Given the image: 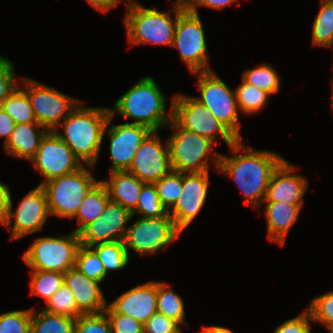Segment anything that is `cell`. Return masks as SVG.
Wrapping results in <instances>:
<instances>
[{
    "label": "cell",
    "mask_w": 333,
    "mask_h": 333,
    "mask_svg": "<svg viewBox=\"0 0 333 333\" xmlns=\"http://www.w3.org/2000/svg\"><path fill=\"white\" fill-rule=\"evenodd\" d=\"M311 322V315L306 309L304 313L283 322L273 333H312Z\"/></svg>",
    "instance_id": "44"
},
{
    "label": "cell",
    "mask_w": 333,
    "mask_h": 333,
    "mask_svg": "<svg viewBox=\"0 0 333 333\" xmlns=\"http://www.w3.org/2000/svg\"><path fill=\"white\" fill-rule=\"evenodd\" d=\"M181 328L175 320L156 312L144 324V333H183Z\"/></svg>",
    "instance_id": "43"
},
{
    "label": "cell",
    "mask_w": 333,
    "mask_h": 333,
    "mask_svg": "<svg viewBox=\"0 0 333 333\" xmlns=\"http://www.w3.org/2000/svg\"><path fill=\"white\" fill-rule=\"evenodd\" d=\"M47 132L48 130L38 123L15 124L7 143L3 146L4 151L17 159L30 161Z\"/></svg>",
    "instance_id": "23"
},
{
    "label": "cell",
    "mask_w": 333,
    "mask_h": 333,
    "mask_svg": "<svg viewBox=\"0 0 333 333\" xmlns=\"http://www.w3.org/2000/svg\"><path fill=\"white\" fill-rule=\"evenodd\" d=\"M80 101L54 132L72 150L83 165L97 164L110 108L86 107ZM65 134V135H64Z\"/></svg>",
    "instance_id": "2"
},
{
    "label": "cell",
    "mask_w": 333,
    "mask_h": 333,
    "mask_svg": "<svg viewBox=\"0 0 333 333\" xmlns=\"http://www.w3.org/2000/svg\"><path fill=\"white\" fill-rule=\"evenodd\" d=\"M75 333H112L105 312L82 314L75 319Z\"/></svg>",
    "instance_id": "40"
},
{
    "label": "cell",
    "mask_w": 333,
    "mask_h": 333,
    "mask_svg": "<svg viewBox=\"0 0 333 333\" xmlns=\"http://www.w3.org/2000/svg\"><path fill=\"white\" fill-rule=\"evenodd\" d=\"M31 244L22 257L30 270L66 273L75 267L76 253L80 246L76 232L59 237H38Z\"/></svg>",
    "instance_id": "7"
},
{
    "label": "cell",
    "mask_w": 333,
    "mask_h": 333,
    "mask_svg": "<svg viewBox=\"0 0 333 333\" xmlns=\"http://www.w3.org/2000/svg\"><path fill=\"white\" fill-rule=\"evenodd\" d=\"M30 162L34 170L44 177L39 186L50 179L73 173L83 166L54 131H48L45 134Z\"/></svg>",
    "instance_id": "14"
},
{
    "label": "cell",
    "mask_w": 333,
    "mask_h": 333,
    "mask_svg": "<svg viewBox=\"0 0 333 333\" xmlns=\"http://www.w3.org/2000/svg\"><path fill=\"white\" fill-rule=\"evenodd\" d=\"M109 202L108 192L101 181H99L83 198L74 216V218H77L78 225L74 232L78 234L87 224L98 219Z\"/></svg>",
    "instance_id": "25"
},
{
    "label": "cell",
    "mask_w": 333,
    "mask_h": 333,
    "mask_svg": "<svg viewBox=\"0 0 333 333\" xmlns=\"http://www.w3.org/2000/svg\"><path fill=\"white\" fill-rule=\"evenodd\" d=\"M14 127L13 118L0 107V138H5L4 145L7 143Z\"/></svg>",
    "instance_id": "47"
},
{
    "label": "cell",
    "mask_w": 333,
    "mask_h": 333,
    "mask_svg": "<svg viewBox=\"0 0 333 333\" xmlns=\"http://www.w3.org/2000/svg\"><path fill=\"white\" fill-rule=\"evenodd\" d=\"M122 2H123V0H121ZM137 2V0H128V2H126V4L125 5H129V4H132V3H136Z\"/></svg>",
    "instance_id": "50"
},
{
    "label": "cell",
    "mask_w": 333,
    "mask_h": 333,
    "mask_svg": "<svg viewBox=\"0 0 333 333\" xmlns=\"http://www.w3.org/2000/svg\"><path fill=\"white\" fill-rule=\"evenodd\" d=\"M94 9L107 13L111 9L117 7L121 0H86Z\"/></svg>",
    "instance_id": "48"
},
{
    "label": "cell",
    "mask_w": 333,
    "mask_h": 333,
    "mask_svg": "<svg viewBox=\"0 0 333 333\" xmlns=\"http://www.w3.org/2000/svg\"><path fill=\"white\" fill-rule=\"evenodd\" d=\"M278 72L269 63H262L253 69L242 73L241 79L260 90L265 91L270 96L280 91V78Z\"/></svg>",
    "instance_id": "31"
},
{
    "label": "cell",
    "mask_w": 333,
    "mask_h": 333,
    "mask_svg": "<svg viewBox=\"0 0 333 333\" xmlns=\"http://www.w3.org/2000/svg\"><path fill=\"white\" fill-rule=\"evenodd\" d=\"M12 201L11 196L8 218L3 225L11 233L10 240L14 241L24 236L38 233L44 228L50 212L46 193L41 186L38 185L30 190L20 201L15 211H12Z\"/></svg>",
    "instance_id": "13"
},
{
    "label": "cell",
    "mask_w": 333,
    "mask_h": 333,
    "mask_svg": "<svg viewBox=\"0 0 333 333\" xmlns=\"http://www.w3.org/2000/svg\"><path fill=\"white\" fill-rule=\"evenodd\" d=\"M298 167L284 159L273 172L263 202L303 205L308 179L295 171Z\"/></svg>",
    "instance_id": "19"
},
{
    "label": "cell",
    "mask_w": 333,
    "mask_h": 333,
    "mask_svg": "<svg viewBox=\"0 0 333 333\" xmlns=\"http://www.w3.org/2000/svg\"><path fill=\"white\" fill-rule=\"evenodd\" d=\"M19 86L28 95L37 123L48 131L60 130V123L81 101L31 78L21 79Z\"/></svg>",
    "instance_id": "10"
},
{
    "label": "cell",
    "mask_w": 333,
    "mask_h": 333,
    "mask_svg": "<svg viewBox=\"0 0 333 333\" xmlns=\"http://www.w3.org/2000/svg\"><path fill=\"white\" fill-rule=\"evenodd\" d=\"M75 267L89 279L97 282H103L107 277L101 260L91 247L79 246L76 253Z\"/></svg>",
    "instance_id": "35"
},
{
    "label": "cell",
    "mask_w": 333,
    "mask_h": 333,
    "mask_svg": "<svg viewBox=\"0 0 333 333\" xmlns=\"http://www.w3.org/2000/svg\"><path fill=\"white\" fill-rule=\"evenodd\" d=\"M158 197L169 211L178 201L182 190V173L171 170L167 175L154 182Z\"/></svg>",
    "instance_id": "36"
},
{
    "label": "cell",
    "mask_w": 333,
    "mask_h": 333,
    "mask_svg": "<svg viewBox=\"0 0 333 333\" xmlns=\"http://www.w3.org/2000/svg\"><path fill=\"white\" fill-rule=\"evenodd\" d=\"M0 107L13 118L15 124L37 123L28 95L19 85Z\"/></svg>",
    "instance_id": "30"
},
{
    "label": "cell",
    "mask_w": 333,
    "mask_h": 333,
    "mask_svg": "<svg viewBox=\"0 0 333 333\" xmlns=\"http://www.w3.org/2000/svg\"><path fill=\"white\" fill-rule=\"evenodd\" d=\"M186 9L184 3L175 1L170 11L147 8L140 2L126 5L123 17L129 46L153 44L172 46L178 16ZM174 16V17H173Z\"/></svg>",
    "instance_id": "4"
},
{
    "label": "cell",
    "mask_w": 333,
    "mask_h": 333,
    "mask_svg": "<svg viewBox=\"0 0 333 333\" xmlns=\"http://www.w3.org/2000/svg\"><path fill=\"white\" fill-rule=\"evenodd\" d=\"M11 192L8 184L0 181V224H5L9 214Z\"/></svg>",
    "instance_id": "46"
},
{
    "label": "cell",
    "mask_w": 333,
    "mask_h": 333,
    "mask_svg": "<svg viewBox=\"0 0 333 333\" xmlns=\"http://www.w3.org/2000/svg\"><path fill=\"white\" fill-rule=\"evenodd\" d=\"M197 76L200 97H195L219 120L238 140H242L235 91L230 89L214 70L194 72Z\"/></svg>",
    "instance_id": "8"
},
{
    "label": "cell",
    "mask_w": 333,
    "mask_h": 333,
    "mask_svg": "<svg viewBox=\"0 0 333 333\" xmlns=\"http://www.w3.org/2000/svg\"><path fill=\"white\" fill-rule=\"evenodd\" d=\"M267 238L283 247L292 226L297 222L302 205L283 202H263Z\"/></svg>",
    "instance_id": "22"
},
{
    "label": "cell",
    "mask_w": 333,
    "mask_h": 333,
    "mask_svg": "<svg viewBox=\"0 0 333 333\" xmlns=\"http://www.w3.org/2000/svg\"><path fill=\"white\" fill-rule=\"evenodd\" d=\"M100 283L89 279L76 267L64 273V285L74 295L78 308L84 314L101 313L106 309L108 302L100 288Z\"/></svg>",
    "instance_id": "21"
},
{
    "label": "cell",
    "mask_w": 333,
    "mask_h": 333,
    "mask_svg": "<svg viewBox=\"0 0 333 333\" xmlns=\"http://www.w3.org/2000/svg\"><path fill=\"white\" fill-rule=\"evenodd\" d=\"M116 116L110 114L104 135L110 138L109 150L111 158L110 172L126 171L132 164L135 153L144 139L152 132L143 125L122 123L111 124Z\"/></svg>",
    "instance_id": "15"
},
{
    "label": "cell",
    "mask_w": 333,
    "mask_h": 333,
    "mask_svg": "<svg viewBox=\"0 0 333 333\" xmlns=\"http://www.w3.org/2000/svg\"><path fill=\"white\" fill-rule=\"evenodd\" d=\"M185 303L181 295L173 291L169 284L157 281V313L163 314L167 318L175 320L181 326L188 327L185 320Z\"/></svg>",
    "instance_id": "26"
},
{
    "label": "cell",
    "mask_w": 333,
    "mask_h": 333,
    "mask_svg": "<svg viewBox=\"0 0 333 333\" xmlns=\"http://www.w3.org/2000/svg\"><path fill=\"white\" fill-rule=\"evenodd\" d=\"M199 333H234L231 329L223 326H203Z\"/></svg>",
    "instance_id": "49"
},
{
    "label": "cell",
    "mask_w": 333,
    "mask_h": 333,
    "mask_svg": "<svg viewBox=\"0 0 333 333\" xmlns=\"http://www.w3.org/2000/svg\"><path fill=\"white\" fill-rule=\"evenodd\" d=\"M312 26V46L329 48L333 46V0H320Z\"/></svg>",
    "instance_id": "28"
},
{
    "label": "cell",
    "mask_w": 333,
    "mask_h": 333,
    "mask_svg": "<svg viewBox=\"0 0 333 333\" xmlns=\"http://www.w3.org/2000/svg\"><path fill=\"white\" fill-rule=\"evenodd\" d=\"M105 186L110 201L133 212L138 203L141 188L145 184L133 173L126 171L109 172L108 180H100Z\"/></svg>",
    "instance_id": "24"
},
{
    "label": "cell",
    "mask_w": 333,
    "mask_h": 333,
    "mask_svg": "<svg viewBox=\"0 0 333 333\" xmlns=\"http://www.w3.org/2000/svg\"><path fill=\"white\" fill-rule=\"evenodd\" d=\"M104 312L109 319L112 333H144V325L141 322L115 312L108 304Z\"/></svg>",
    "instance_id": "41"
},
{
    "label": "cell",
    "mask_w": 333,
    "mask_h": 333,
    "mask_svg": "<svg viewBox=\"0 0 333 333\" xmlns=\"http://www.w3.org/2000/svg\"><path fill=\"white\" fill-rule=\"evenodd\" d=\"M167 127L173 130V134L166 139L172 170L181 173H201L209 171L212 163L218 171L221 153L213 152L215 142L181 128L173 119Z\"/></svg>",
    "instance_id": "5"
},
{
    "label": "cell",
    "mask_w": 333,
    "mask_h": 333,
    "mask_svg": "<svg viewBox=\"0 0 333 333\" xmlns=\"http://www.w3.org/2000/svg\"><path fill=\"white\" fill-rule=\"evenodd\" d=\"M172 119L181 127L207 137L217 144L222 139L229 147L238 139L194 96L175 94L172 99Z\"/></svg>",
    "instance_id": "9"
},
{
    "label": "cell",
    "mask_w": 333,
    "mask_h": 333,
    "mask_svg": "<svg viewBox=\"0 0 333 333\" xmlns=\"http://www.w3.org/2000/svg\"><path fill=\"white\" fill-rule=\"evenodd\" d=\"M199 14L187 8L178 16L171 47L179 50L190 74L213 70L209 66L208 47Z\"/></svg>",
    "instance_id": "11"
},
{
    "label": "cell",
    "mask_w": 333,
    "mask_h": 333,
    "mask_svg": "<svg viewBox=\"0 0 333 333\" xmlns=\"http://www.w3.org/2000/svg\"><path fill=\"white\" fill-rule=\"evenodd\" d=\"M234 91L242 115H254L259 113L267 106L270 97L265 91L260 90L243 80Z\"/></svg>",
    "instance_id": "32"
},
{
    "label": "cell",
    "mask_w": 333,
    "mask_h": 333,
    "mask_svg": "<svg viewBox=\"0 0 333 333\" xmlns=\"http://www.w3.org/2000/svg\"><path fill=\"white\" fill-rule=\"evenodd\" d=\"M166 103L167 98L154 78L144 76L115 101L110 113L134 120L126 123L159 131L172 121V102L168 113Z\"/></svg>",
    "instance_id": "3"
},
{
    "label": "cell",
    "mask_w": 333,
    "mask_h": 333,
    "mask_svg": "<svg viewBox=\"0 0 333 333\" xmlns=\"http://www.w3.org/2000/svg\"><path fill=\"white\" fill-rule=\"evenodd\" d=\"M332 110H333V78H332V96H331Z\"/></svg>",
    "instance_id": "51"
},
{
    "label": "cell",
    "mask_w": 333,
    "mask_h": 333,
    "mask_svg": "<svg viewBox=\"0 0 333 333\" xmlns=\"http://www.w3.org/2000/svg\"><path fill=\"white\" fill-rule=\"evenodd\" d=\"M30 293L47 301L64 285V273L30 270Z\"/></svg>",
    "instance_id": "33"
},
{
    "label": "cell",
    "mask_w": 333,
    "mask_h": 333,
    "mask_svg": "<svg viewBox=\"0 0 333 333\" xmlns=\"http://www.w3.org/2000/svg\"><path fill=\"white\" fill-rule=\"evenodd\" d=\"M229 150L233 156L221 154L218 172L228 175L241 190L245 203L259 212L271 176L285 158L271 150H255L243 140H237Z\"/></svg>",
    "instance_id": "1"
},
{
    "label": "cell",
    "mask_w": 333,
    "mask_h": 333,
    "mask_svg": "<svg viewBox=\"0 0 333 333\" xmlns=\"http://www.w3.org/2000/svg\"><path fill=\"white\" fill-rule=\"evenodd\" d=\"M182 232L169 215L159 218H138L128 226L124 239L127 252L157 254L173 243Z\"/></svg>",
    "instance_id": "12"
},
{
    "label": "cell",
    "mask_w": 333,
    "mask_h": 333,
    "mask_svg": "<svg viewBox=\"0 0 333 333\" xmlns=\"http://www.w3.org/2000/svg\"><path fill=\"white\" fill-rule=\"evenodd\" d=\"M101 260L106 275L111 271H122L129 263L130 254L127 252L124 241L100 243L91 247Z\"/></svg>",
    "instance_id": "29"
},
{
    "label": "cell",
    "mask_w": 333,
    "mask_h": 333,
    "mask_svg": "<svg viewBox=\"0 0 333 333\" xmlns=\"http://www.w3.org/2000/svg\"><path fill=\"white\" fill-rule=\"evenodd\" d=\"M14 68L11 61L0 55V105L19 85Z\"/></svg>",
    "instance_id": "42"
},
{
    "label": "cell",
    "mask_w": 333,
    "mask_h": 333,
    "mask_svg": "<svg viewBox=\"0 0 333 333\" xmlns=\"http://www.w3.org/2000/svg\"><path fill=\"white\" fill-rule=\"evenodd\" d=\"M133 214L122 205L110 201L102 215L79 233L80 245L92 247L100 243L124 241Z\"/></svg>",
    "instance_id": "18"
},
{
    "label": "cell",
    "mask_w": 333,
    "mask_h": 333,
    "mask_svg": "<svg viewBox=\"0 0 333 333\" xmlns=\"http://www.w3.org/2000/svg\"><path fill=\"white\" fill-rule=\"evenodd\" d=\"M46 304L47 306L43 310L53 314H59L74 319L84 314L78 308L74 295L66 285L60 287Z\"/></svg>",
    "instance_id": "37"
},
{
    "label": "cell",
    "mask_w": 333,
    "mask_h": 333,
    "mask_svg": "<svg viewBox=\"0 0 333 333\" xmlns=\"http://www.w3.org/2000/svg\"><path fill=\"white\" fill-rule=\"evenodd\" d=\"M161 141L159 131H152L138 147L127 170L145 183H154L171 170L168 142Z\"/></svg>",
    "instance_id": "17"
},
{
    "label": "cell",
    "mask_w": 333,
    "mask_h": 333,
    "mask_svg": "<svg viewBox=\"0 0 333 333\" xmlns=\"http://www.w3.org/2000/svg\"><path fill=\"white\" fill-rule=\"evenodd\" d=\"M115 312L132 317L143 325L157 312V281H147L107 303Z\"/></svg>",
    "instance_id": "20"
},
{
    "label": "cell",
    "mask_w": 333,
    "mask_h": 333,
    "mask_svg": "<svg viewBox=\"0 0 333 333\" xmlns=\"http://www.w3.org/2000/svg\"><path fill=\"white\" fill-rule=\"evenodd\" d=\"M238 1L239 0H188L185 3V6L190 12L199 14L197 7H208L214 10H222L226 6L233 3H236V5H238Z\"/></svg>",
    "instance_id": "45"
},
{
    "label": "cell",
    "mask_w": 333,
    "mask_h": 333,
    "mask_svg": "<svg viewBox=\"0 0 333 333\" xmlns=\"http://www.w3.org/2000/svg\"><path fill=\"white\" fill-rule=\"evenodd\" d=\"M307 310L312 321L324 325L329 332L333 328V291L313 297Z\"/></svg>",
    "instance_id": "38"
},
{
    "label": "cell",
    "mask_w": 333,
    "mask_h": 333,
    "mask_svg": "<svg viewBox=\"0 0 333 333\" xmlns=\"http://www.w3.org/2000/svg\"><path fill=\"white\" fill-rule=\"evenodd\" d=\"M210 183L209 171L182 173V190L178 201L169 210L175 226L183 232L205 206Z\"/></svg>",
    "instance_id": "16"
},
{
    "label": "cell",
    "mask_w": 333,
    "mask_h": 333,
    "mask_svg": "<svg viewBox=\"0 0 333 333\" xmlns=\"http://www.w3.org/2000/svg\"><path fill=\"white\" fill-rule=\"evenodd\" d=\"M169 213L167 208L162 204L154 183H145L141 188L136 209L132 212L140 215L141 218H159Z\"/></svg>",
    "instance_id": "34"
},
{
    "label": "cell",
    "mask_w": 333,
    "mask_h": 333,
    "mask_svg": "<svg viewBox=\"0 0 333 333\" xmlns=\"http://www.w3.org/2000/svg\"><path fill=\"white\" fill-rule=\"evenodd\" d=\"M176 1H178V2H180V3H186L188 0H176Z\"/></svg>",
    "instance_id": "52"
},
{
    "label": "cell",
    "mask_w": 333,
    "mask_h": 333,
    "mask_svg": "<svg viewBox=\"0 0 333 333\" xmlns=\"http://www.w3.org/2000/svg\"><path fill=\"white\" fill-rule=\"evenodd\" d=\"M32 308L0 314V333H30Z\"/></svg>",
    "instance_id": "39"
},
{
    "label": "cell",
    "mask_w": 333,
    "mask_h": 333,
    "mask_svg": "<svg viewBox=\"0 0 333 333\" xmlns=\"http://www.w3.org/2000/svg\"><path fill=\"white\" fill-rule=\"evenodd\" d=\"M94 167L83 165L73 173L50 179L41 185L46 193L50 215L74 219L83 198L100 181L91 173Z\"/></svg>",
    "instance_id": "6"
},
{
    "label": "cell",
    "mask_w": 333,
    "mask_h": 333,
    "mask_svg": "<svg viewBox=\"0 0 333 333\" xmlns=\"http://www.w3.org/2000/svg\"><path fill=\"white\" fill-rule=\"evenodd\" d=\"M30 333H75V319L33 307Z\"/></svg>",
    "instance_id": "27"
}]
</instances>
